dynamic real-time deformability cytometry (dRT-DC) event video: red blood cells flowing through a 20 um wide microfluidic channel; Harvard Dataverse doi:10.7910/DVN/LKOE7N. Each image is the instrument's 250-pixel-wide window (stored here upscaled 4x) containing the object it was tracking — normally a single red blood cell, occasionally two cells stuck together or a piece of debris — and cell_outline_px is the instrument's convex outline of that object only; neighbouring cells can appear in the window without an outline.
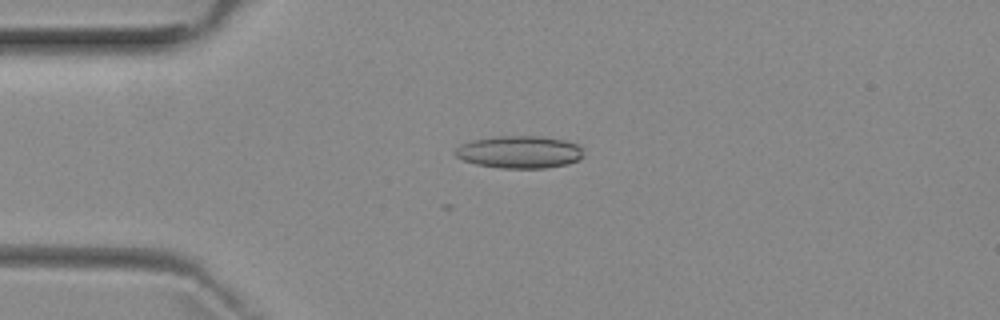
{"species": "common noctule bat (a hibernating species)", "species_latin": "Nyctalus noctula", "temperature_condition": "room temperature", "stored_images_in_passage": 5, "camera_frame_rate_fps": 3000, "um_per_image_px": 0.085, "animal": {"sex": "female", "body_mass_g": 29.2, "forearm_length_mm": 56.3}, "frame": {"image": 1, "passage_image": 3, "time_ms": 2.333, "image_size_px": [1000, 320], "cell_outline_px": [[584, 156], [580, 160], [568, 164], [544, 168], [504, 168], [476, 164], [464, 160], [456, 156], [452, 152], [460, 144], [472, 140], [500, 136], [540, 136], [564, 140], [576, 144], [580, 148]], "centroid_in_image_um": [44.15, 12.92], "position_along_channel_um": 40.9, "area_um2": 24.22}}
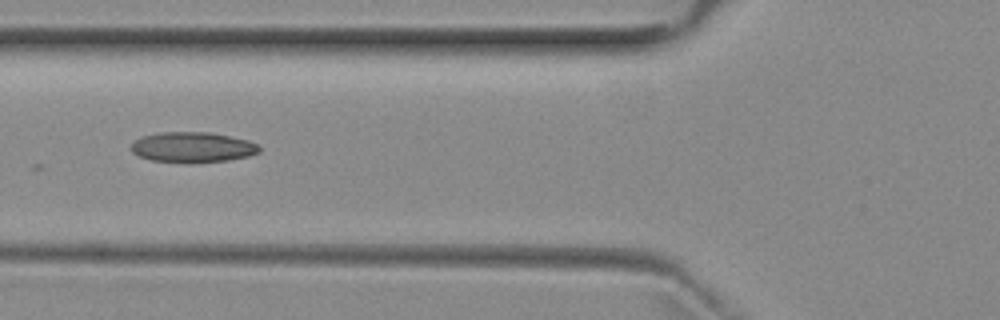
{"frame": {"image": 2, "passage_image": 5, "time_ms": 4.667, "image_size_px": [1000, 320], "cell_outline_px": [[260, 152], [248, 156], [228, 160], [152, 160], [140, 156], [132, 152], [132, 144], [140, 136], [160, 132], [208, 132], [248, 140], [256, 144], [260, 148]], "centroid_in_image_um": [16.37, 12.46], "position_along_channel_um": 109.4, "area_um2": 21.68}}